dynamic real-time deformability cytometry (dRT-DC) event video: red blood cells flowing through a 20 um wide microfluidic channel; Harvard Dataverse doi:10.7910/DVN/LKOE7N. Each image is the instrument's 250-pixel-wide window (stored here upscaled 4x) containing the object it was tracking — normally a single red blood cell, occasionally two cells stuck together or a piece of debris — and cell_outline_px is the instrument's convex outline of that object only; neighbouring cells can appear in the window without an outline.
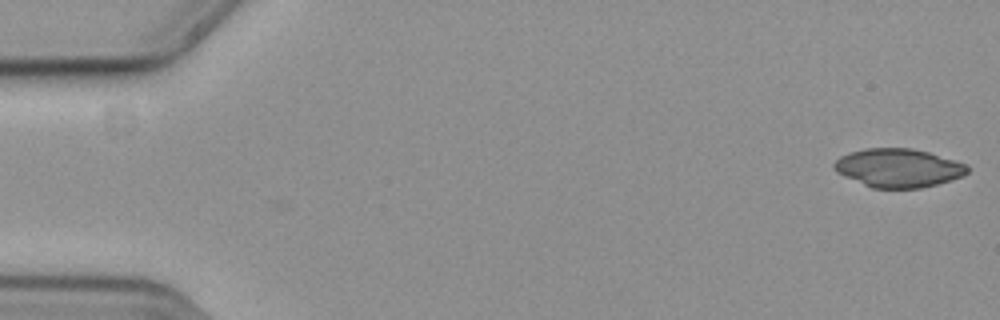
{"species": "common noctule bat (a hibernating species)", "species_latin": "Nyctalus noctula", "temperature_condition": "cold", "stored_images_in_passage": 2, "camera_frame_rate_fps": 3000, "um_per_image_px": 0.085, "animal": {"sex": "female", "body_mass_g": 19.3, "forearm_length_mm": 54.1}, "frame": {"image": 1, "passage_image": 2, "time_ms": 0.333, "image_size_px": [1000, 320], "cell_outline_px": [[968, 172], [960, 176], [936, 184], [920, 188], [872, 188], [844, 176], [836, 172], [832, 168], [832, 164], [840, 156], [864, 148], [912, 148], [928, 152], [968, 164]], "centroid_in_image_um": [76.32, 14.27], "position_along_channel_um": 8.7, "area_um2": 29.82}}